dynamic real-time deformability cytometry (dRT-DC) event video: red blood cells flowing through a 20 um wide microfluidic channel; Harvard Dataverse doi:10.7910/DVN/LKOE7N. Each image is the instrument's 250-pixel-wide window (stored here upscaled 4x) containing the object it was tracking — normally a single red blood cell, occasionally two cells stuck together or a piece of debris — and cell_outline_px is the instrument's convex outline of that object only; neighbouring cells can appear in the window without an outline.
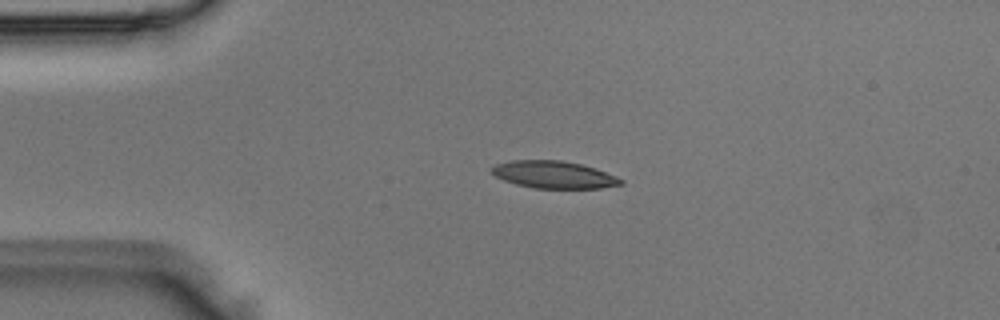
{"species": "Egyptian fruit bat (a non-hibernating species)", "species_latin": "Rousettus aegyptiacus", "temperature_condition": "room temperature", "stored_images_in_passage": 4, "segment_of_instrument_passage": [1, 2], "camera_frame_rate_fps": 3000, "um_per_image_px": 0.085, "animal": {"sex": "male"}, "frame": {"image": 1, "passage_image": 2, "time_ms": 0.333, "image_size_px": [1000, 320], "cell_outline_px": [[624, 184], [600, 188], [536, 188], [516, 184], [504, 180], [496, 176], [488, 168], [496, 164], [512, 160], [560, 160], [580, 164], [596, 168], [616, 176], [624, 180]], "centroid_in_image_um": [47.08, 14.84], "position_along_channel_um": 37.9, "area_um2": 20.52}}